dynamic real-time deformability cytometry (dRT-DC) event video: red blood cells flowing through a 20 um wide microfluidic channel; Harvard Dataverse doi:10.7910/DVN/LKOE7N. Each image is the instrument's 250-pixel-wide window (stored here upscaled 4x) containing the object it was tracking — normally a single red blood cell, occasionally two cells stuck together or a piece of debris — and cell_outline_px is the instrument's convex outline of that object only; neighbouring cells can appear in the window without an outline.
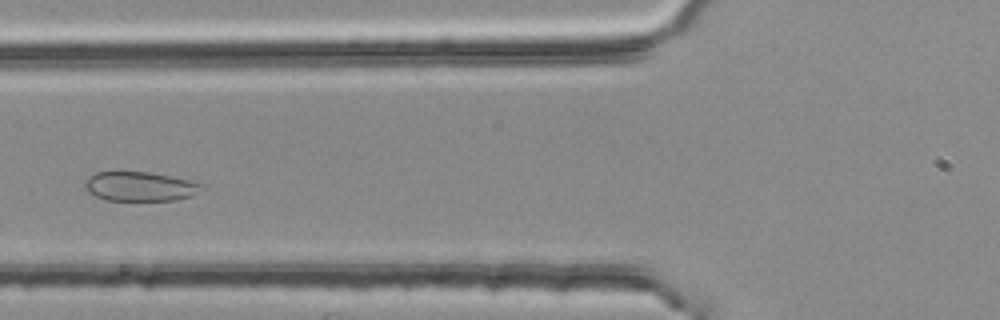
{"species": "common noctule bat (a hibernating species)", "species_latin": "Nyctalus noctula", "temperature_condition": "room temperature", "stored_images_in_passage": 5, "segment_of_instrument_passage": [2, 2], "camera_frame_rate_fps": 3000, "um_per_image_px": 0.085, "animal": {"sex": "female", "body_mass_g": 25.1}, "frame": {"image": 1, "passage_image": 4, "time_ms": 1.0, "image_size_px": [1000, 320], "cell_outline_px": [[204, 188], [192, 196], [176, 200], [104, 200], [88, 192], [84, 188], [84, 184], [96, 172], [152, 172], [188, 180], [204, 184]], "centroid_in_image_um": [11.93, 15.85], "position_along_channel_um": 113.9, "area_um2": 19.88}}
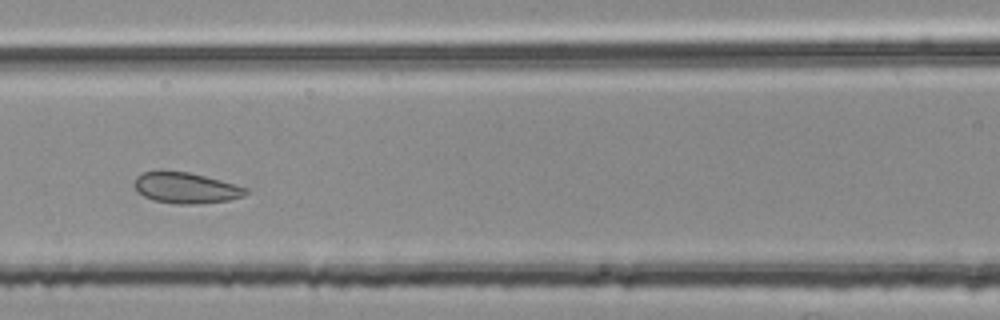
{"frame": {"image": 2, "passage_image": 5, "time_ms": 1.333, "image_size_px": [1000, 320], "cell_outline_px": [[248, 192], [244, 196], [228, 200], [196, 204], [176, 204], [152, 200], [144, 196], [132, 184], [136, 176], [144, 172], [160, 168], [188, 172], [220, 180], [248, 188]], "centroid_in_image_um": [15.74, 15.94], "position_along_channel_um": 150.9, "area_um2": 20.4}}